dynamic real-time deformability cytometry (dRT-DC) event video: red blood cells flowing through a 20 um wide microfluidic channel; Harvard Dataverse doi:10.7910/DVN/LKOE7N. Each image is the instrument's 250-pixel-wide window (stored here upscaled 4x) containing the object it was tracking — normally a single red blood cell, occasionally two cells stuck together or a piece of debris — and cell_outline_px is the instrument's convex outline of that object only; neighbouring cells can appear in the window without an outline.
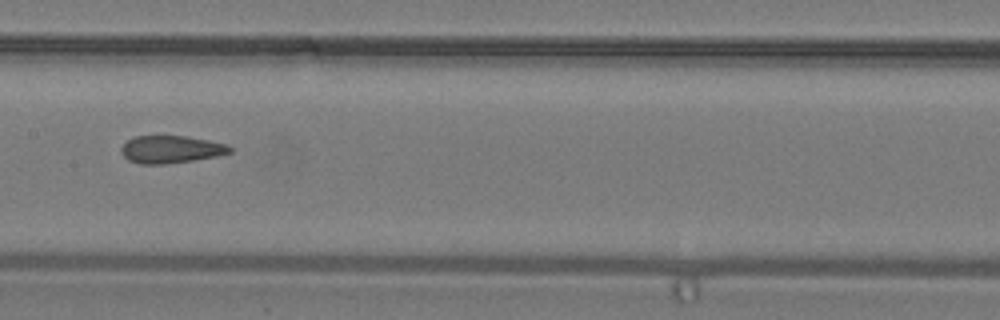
{"species": "common noctule bat (a hibernating species)", "species_latin": "Nyctalus noctula", "temperature_condition": "warm", "stored_images_in_passage": 26, "camera_frame_rate_fps": 3000, "um_per_image_px": 0.085, "animal": {"sex": "male", "body_mass_g": 19.2, "forearm_length_mm": 51.8}, "frame": {"image": 1, "passage_image": 8, "time_ms": 2.333, "image_size_px": [1000, 320], "cell_outline_px": [[232, 152], [216, 156], [192, 160], [164, 164], [140, 164], [128, 160], [120, 152], [120, 148], [128, 140], [136, 136], [188, 136], [228, 144], [232, 148]], "centroid_in_image_um": [14.53, 12.69], "position_along_channel_um": 192.9, "area_um2": 17.4}}
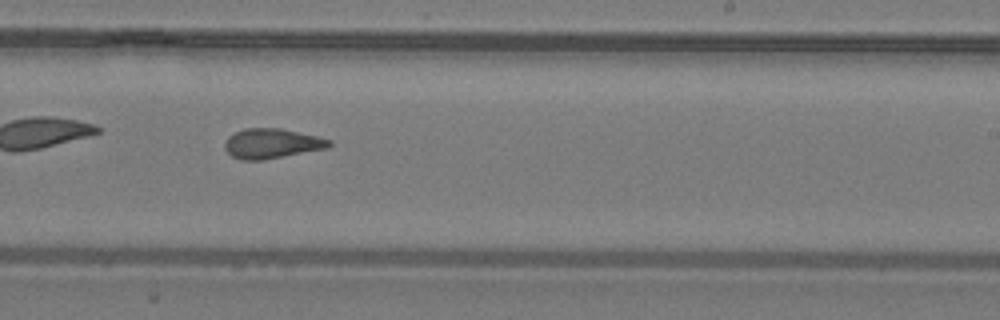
{"frame": {"image": 2, "passage_image": 12, "time_ms": 3.667, "image_size_px": [1000, 320], "cell_outline_px": [[332, 144], [328, 148], [264, 160], [240, 160], [232, 156], [224, 148], [224, 144], [228, 136], [244, 128], [280, 128], [316, 136], [332, 140]], "centroid_in_image_um": [23.1, 12.2], "position_along_channel_um": 265.9, "area_um2": 18.21}}
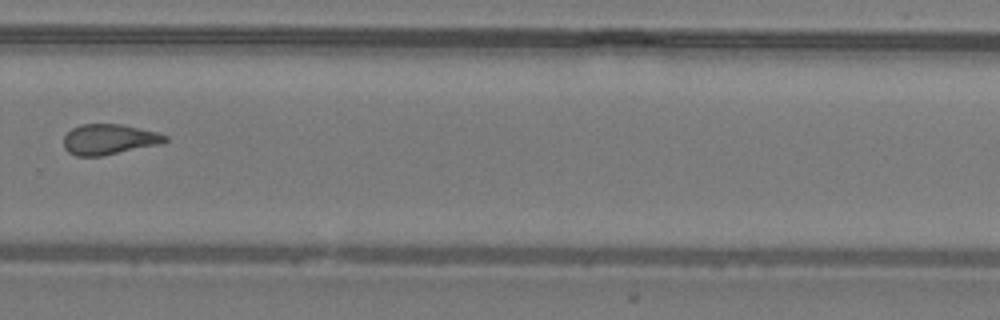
{"frame": {"image": 3, "passage_image": 15, "time_ms": 4.667, "image_size_px": [1000, 320], "cell_outline_px": [[168, 140], [160, 144], [100, 156], [76, 156], [68, 152], [64, 148], [64, 136], [72, 128], [80, 124], [124, 124], [156, 132], [168, 136]], "centroid_in_image_um": [9.26, 11.84], "position_along_channel_um": 320.5, "area_um2": 17.98}}